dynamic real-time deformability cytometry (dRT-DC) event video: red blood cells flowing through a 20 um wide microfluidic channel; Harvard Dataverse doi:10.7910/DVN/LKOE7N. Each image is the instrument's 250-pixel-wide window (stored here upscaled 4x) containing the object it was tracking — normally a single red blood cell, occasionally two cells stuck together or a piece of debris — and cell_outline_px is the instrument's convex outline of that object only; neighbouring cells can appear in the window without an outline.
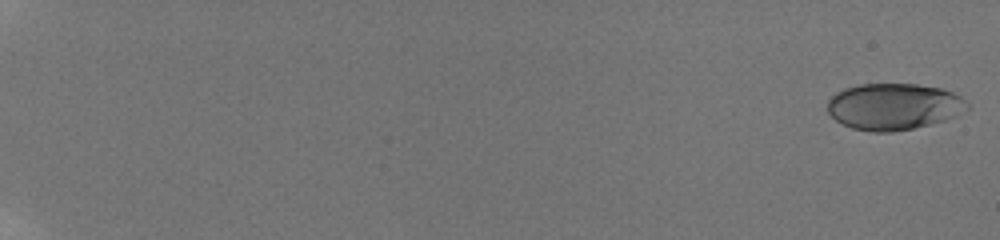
{"species": "human", "species_latin": "Homo sapiens", "temperature_condition": "room temperature", "stored_images_in_passage": 59, "camera_frame_rate_fps": 3000, "um_per_image_px": 0.085, "donor": {"sex": "male"}, "frame": {"image": 1, "passage_image": 1, "time_ms": 0.0, "image_size_px": [1000, 240], "cell_outline_px": [[968, 108], [956, 116], [944, 120], [912, 128], [892, 132], [872, 132], [852, 128], [836, 120], [828, 112], [828, 100], [836, 92], [844, 88], [860, 84], [916, 84], [940, 88], [952, 92], [960, 96], [968, 104]], "centroid_in_image_um": [75.95, 9.05], "position_along_channel_um": 9.0, "area_um2": 37.69}}
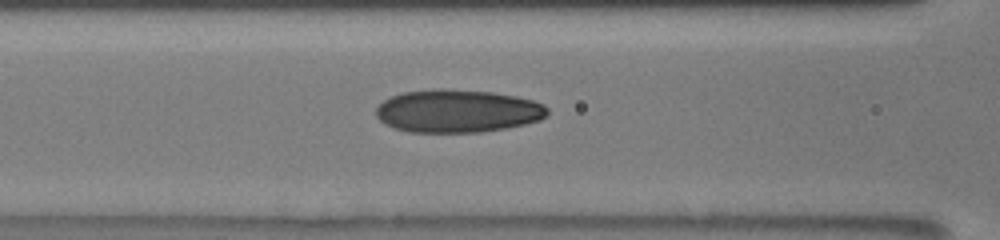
{"frame": {"image": 2, "passage_image": 30, "time_ms": 9.667, "image_size_px": [1000, 240], "cell_outline_px": [[548, 112], [540, 120], [524, 124], [504, 128], [480, 132], [408, 132], [392, 128], [384, 124], [376, 116], [376, 108], [384, 100], [392, 96], [404, 92], [436, 88], [444, 88], [492, 92], [516, 96], [532, 100], [544, 104], [548, 108]], "centroid_in_image_um": [38.86, 9.43], "position_along_channel_um": 127.7, "area_um2": 43.0}}
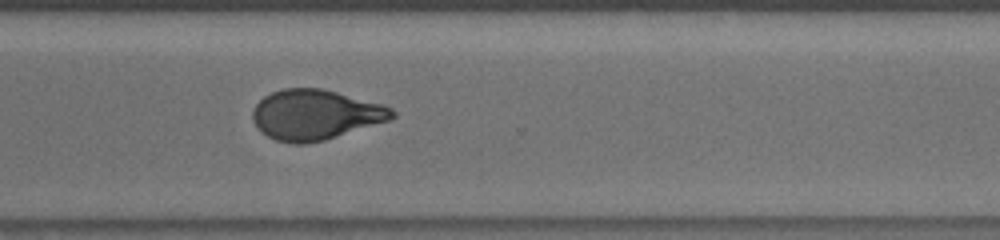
{"frame": {"image": 3, "passage_image": 47, "time_ms": 15.333, "image_size_px": [1000, 240], "cell_outline_px": [[396, 116], [388, 120], [324, 140], [304, 144], [292, 144], [276, 140], [260, 132], [252, 120], [252, 112], [256, 104], [264, 96], [272, 92], [284, 88], [324, 88], [384, 104], [392, 108], [396, 112]], "centroid_in_image_um": [26.79, 9.74], "position_along_channel_um": 343.8, "area_um2": 40.86}, "authors_computed_cell_mechanics": {"area_um2": 40.1132, "velocity_mm_per_s": 3.8226, "shape_relaxation_time_tau1_ms": 4.8213, "shape_relaxation_time_tau2_ms": 1.4862, "deformation_change_tau1": 0.1743, "deformation_change_tau2": 0.0765}}